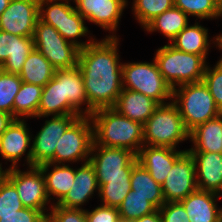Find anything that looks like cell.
I'll return each instance as SVG.
<instances>
[{
  "mask_svg": "<svg viewBox=\"0 0 222 222\" xmlns=\"http://www.w3.org/2000/svg\"><path fill=\"white\" fill-rule=\"evenodd\" d=\"M119 36L95 39L79 51L78 64L89 106L95 111L114 107L123 89Z\"/></svg>",
  "mask_w": 222,
  "mask_h": 222,
  "instance_id": "cell-1",
  "label": "cell"
},
{
  "mask_svg": "<svg viewBox=\"0 0 222 222\" xmlns=\"http://www.w3.org/2000/svg\"><path fill=\"white\" fill-rule=\"evenodd\" d=\"M95 145L125 148L136 155L143 142V125L120 114L113 107L101 108L90 115Z\"/></svg>",
  "mask_w": 222,
  "mask_h": 222,
  "instance_id": "cell-2",
  "label": "cell"
},
{
  "mask_svg": "<svg viewBox=\"0 0 222 222\" xmlns=\"http://www.w3.org/2000/svg\"><path fill=\"white\" fill-rule=\"evenodd\" d=\"M154 60L172 89L202 81L209 64L203 56L177 50L169 43L156 50Z\"/></svg>",
  "mask_w": 222,
  "mask_h": 222,
  "instance_id": "cell-3",
  "label": "cell"
},
{
  "mask_svg": "<svg viewBox=\"0 0 222 222\" xmlns=\"http://www.w3.org/2000/svg\"><path fill=\"white\" fill-rule=\"evenodd\" d=\"M187 140H190V132L172 101L159 105L143 124L144 145L177 149L179 143Z\"/></svg>",
  "mask_w": 222,
  "mask_h": 222,
  "instance_id": "cell-4",
  "label": "cell"
},
{
  "mask_svg": "<svg viewBox=\"0 0 222 222\" xmlns=\"http://www.w3.org/2000/svg\"><path fill=\"white\" fill-rule=\"evenodd\" d=\"M70 1L39 0L38 17L43 23L53 26L64 39L81 49L88 46L96 38L85 26L86 19L76 11L75 6H71ZM88 34L90 38L87 37ZM85 36L88 38V42L78 39Z\"/></svg>",
  "mask_w": 222,
  "mask_h": 222,
  "instance_id": "cell-5",
  "label": "cell"
},
{
  "mask_svg": "<svg viewBox=\"0 0 222 222\" xmlns=\"http://www.w3.org/2000/svg\"><path fill=\"white\" fill-rule=\"evenodd\" d=\"M172 102L178 107L180 116L189 132L222 113L203 81L174 88Z\"/></svg>",
  "mask_w": 222,
  "mask_h": 222,
  "instance_id": "cell-6",
  "label": "cell"
},
{
  "mask_svg": "<svg viewBox=\"0 0 222 222\" xmlns=\"http://www.w3.org/2000/svg\"><path fill=\"white\" fill-rule=\"evenodd\" d=\"M122 78L123 89L140 92L159 105L172 101L173 89L163 78L154 58L152 62H123Z\"/></svg>",
  "mask_w": 222,
  "mask_h": 222,
  "instance_id": "cell-7",
  "label": "cell"
},
{
  "mask_svg": "<svg viewBox=\"0 0 222 222\" xmlns=\"http://www.w3.org/2000/svg\"><path fill=\"white\" fill-rule=\"evenodd\" d=\"M93 142L91 117L81 116L58 139L54 158L49 163L74 164L88 162Z\"/></svg>",
  "mask_w": 222,
  "mask_h": 222,
  "instance_id": "cell-8",
  "label": "cell"
},
{
  "mask_svg": "<svg viewBox=\"0 0 222 222\" xmlns=\"http://www.w3.org/2000/svg\"><path fill=\"white\" fill-rule=\"evenodd\" d=\"M37 49L56 70L69 69L77 66L80 48L64 39L51 25L39 19L33 35Z\"/></svg>",
  "mask_w": 222,
  "mask_h": 222,
  "instance_id": "cell-9",
  "label": "cell"
},
{
  "mask_svg": "<svg viewBox=\"0 0 222 222\" xmlns=\"http://www.w3.org/2000/svg\"><path fill=\"white\" fill-rule=\"evenodd\" d=\"M6 178L15 186L24 207L42 211L48 216L47 205L50 203L52 206V202L47 196L45 177L39 166H29L27 171L18 167L8 168Z\"/></svg>",
  "mask_w": 222,
  "mask_h": 222,
  "instance_id": "cell-10",
  "label": "cell"
},
{
  "mask_svg": "<svg viewBox=\"0 0 222 222\" xmlns=\"http://www.w3.org/2000/svg\"><path fill=\"white\" fill-rule=\"evenodd\" d=\"M89 162L93 165L97 179L131 177L137 156L125 148L105 147L92 144Z\"/></svg>",
  "mask_w": 222,
  "mask_h": 222,
  "instance_id": "cell-11",
  "label": "cell"
},
{
  "mask_svg": "<svg viewBox=\"0 0 222 222\" xmlns=\"http://www.w3.org/2000/svg\"><path fill=\"white\" fill-rule=\"evenodd\" d=\"M79 117L81 116L61 115L52 116L49 119V116H46L48 120L44 122L35 137H32L31 166L49 163L54 158L58 139Z\"/></svg>",
  "mask_w": 222,
  "mask_h": 222,
  "instance_id": "cell-12",
  "label": "cell"
},
{
  "mask_svg": "<svg viewBox=\"0 0 222 222\" xmlns=\"http://www.w3.org/2000/svg\"><path fill=\"white\" fill-rule=\"evenodd\" d=\"M75 9L87 22L96 24L109 31L106 37L115 38L117 28L123 15V10L128 6V0H72Z\"/></svg>",
  "mask_w": 222,
  "mask_h": 222,
  "instance_id": "cell-13",
  "label": "cell"
},
{
  "mask_svg": "<svg viewBox=\"0 0 222 222\" xmlns=\"http://www.w3.org/2000/svg\"><path fill=\"white\" fill-rule=\"evenodd\" d=\"M195 163L192 155L186 151L173 165L162 186L165 202H180L195 192Z\"/></svg>",
  "mask_w": 222,
  "mask_h": 222,
  "instance_id": "cell-14",
  "label": "cell"
},
{
  "mask_svg": "<svg viewBox=\"0 0 222 222\" xmlns=\"http://www.w3.org/2000/svg\"><path fill=\"white\" fill-rule=\"evenodd\" d=\"M38 13L39 0H11L0 16V30L16 36L33 37Z\"/></svg>",
  "mask_w": 222,
  "mask_h": 222,
  "instance_id": "cell-15",
  "label": "cell"
},
{
  "mask_svg": "<svg viewBox=\"0 0 222 222\" xmlns=\"http://www.w3.org/2000/svg\"><path fill=\"white\" fill-rule=\"evenodd\" d=\"M32 136L34 137L25 119H14L0 136V156L5 161L11 162L8 168L19 167L18 163L24 154H27L25 156L27 166H31Z\"/></svg>",
  "mask_w": 222,
  "mask_h": 222,
  "instance_id": "cell-16",
  "label": "cell"
},
{
  "mask_svg": "<svg viewBox=\"0 0 222 222\" xmlns=\"http://www.w3.org/2000/svg\"><path fill=\"white\" fill-rule=\"evenodd\" d=\"M62 115L90 116L82 73L78 66L61 69ZM82 105L86 107L83 108Z\"/></svg>",
  "mask_w": 222,
  "mask_h": 222,
  "instance_id": "cell-17",
  "label": "cell"
},
{
  "mask_svg": "<svg viewBox=\"0 0 222 222\" xmlns=\"http://www.w3.org/2000/svg\"><path fill=\"white\" fill-rule=\"evenodd\" d=\"M187 150L143 145L136 156L138 163L147 169L158 184L162 185L174 163Z\"/></svg>",
  "mask_w": 222,
  "mask_h": 222,
  "instance_id": "cell-18",
  "label": "cell"
},
{
  "mask_svg": "<svg viewBox=\"0 0 222 222\" xmlns=\"http://www.w3.org/2000/svg\"><path fill=\"white\" fill-rule=\"evenodd\" d=\"M34 48L33 37L16 36L0 30V69L19 75Z\"/></svg>",
  "mask_w": 222,
  "mask_h": 222,
  "instance_id": "cell-19",
  "label": "cell"
},
{
  "mask_svg": "<svg viewBox=\"0 0 222 222\" xmlns=\"http://www.w3.org/2000/svg\"><path fill=\"white\" fill-rule=\"evenodd\" d=\"M80 166L75 168V178L69 192L57 205L84 209L82 206L93 198L94 192L99 196V185L93 165L88 161Z\"/></svg>",
  "mask_w": 222,
  "mask_h": 222,
  "instance_id": "cell-20",
  "label": "cell"
},
{
  "mask_svg": "<svg viewBox=\"0 0 222 222\" xmlns=\"http://www.w3.org/2000/svg\"><path fill=\"white\" fill-rule=\"evenodd\" d=\"M195 163L198 190L219 194L222 189V153L189 152Z\"/></svg>",
  "mask_w": 222,
  "mask_h": 222,
  "instance_id": "cell-21",
  "label": "cell"
},
{
  "mask_svg": "<svg viewBox=\"0 0 222 222\" xmlns=\"http://www.w3.org/2000/svg\"><path fill=\"white\" fill-rule=\"evenodd\" d=\"M218 194L196 190L180 203L183 205L190 222H219L222 207L218 208Z\"/></svg>",
  "mask_w": 222,
  "mask_h": 222,
  "instance_id": "cell-22",
  "label": "cell"
},
{
  "mask_svg": "<svg viewBox=\"0 0 222 222\" xmlns=\"http://www.w3.org/2000/svg\"><path fill=\"white\" fill-rule=\"evenodd\" d=\"M208 28L196 22L192 25H187L179 34L174 37L169 44L175 49L203 56L206 60L208 58L209 48L211 44L213 47L217 45V36L209 39ZM212 41V42H211Z\"/></svg>",
  "mask_w": 222,
  "mask_h": 222,
  "instance_id": "cell-23",
  "label": "cell"
},
{
  "mask_svg": "<svg viewBox=\"0 0 222 222\" xmlns=\"http://www.w3.org/2000/svg\"><path fill=\"white\" fill-rule=\"evenodd\" d=\"M158 106L155 100L140 92L122 89L113 108L132 121L143 125Z\"/></svg>",
  "mask_w": 222,
  "mask_h": 222,
  "instance_id": "cell-24",
  "label": "cell"
},
{
  "mask_svg": "<svg viewBox=\"0 0 222 222\" xmlns=\"http://www.w3.org/2000/svg\"><path fill=\"white\" fill-rule=\"evenodd\" d=\"M39 167L45 177L46 193L49 200L54 199L52 205L58 204L73 185L75 168H72L69 164L54 163H44ZM51 167L53 168L50 171Z\"/></svg>",
  "mask_w": 222,
  "mask_h": 222,
  "instance_id": "cell-25",
  "label": "cell"
},
{
  "mask_svg": "<svg viewBox=\"0 0 222 222\" xmlns=\"http://www.w3.org/2000/svg\"><path fill=\"white\" fill-rule=\"evenodd\" d=\"M190 141L193 145L188 152L222 153V113L193 129Z\"/></svg>",
  "mask_w": 222,
  "mask_h": 222,
  "instance_id": "cell-26",
  "label": "cell"
},
{
  "mask_svg": "<svg viewBox=\"0 0 222 222\" xmlns=\"http://www.w3.org/2000/svg\"><path fill=\"white\" fill-rule=\"evenodd\" d=\"M130 185L135 194L145 197L157 209L165 203L162 186L151 177L147 169L138 161L133 165Z\"/></svg>",
  "mask_w": 222,
  "mask_h": 222,
  "instance_id": "cell-27",
  "label": "cell"
},
{
  "mask_svg": "<svg viewBox=\"0 0 222 222\" xmlns=\"http://www.w3.org/2000/svg\"><path fill=\"white\" fill-rule=\"evenodd\" d=\"M55 71L53 65L34 48L26 58L19 76L22 82L44 87L54 77Z\"/></svg>",
  "mask_w": 222,
  "mask_h": 222,
  "instance_id": "cell-28",
  "label": "cell"
},
{
  "mask_svg": "<svg viewBox=\"0 0 222 222\" xmlns=\"http://www.w3.org/2000/svg\"><path fill=\"white\" fill-rule=\"evenodd\" d=\"M189 16L179 8L173 6L156 16L143 29L147 33L159 32L170 42L179 32L189 24Z\"/></svg>",
  "mask_w": 222,
  "mask_h": 222,
  "instance_id": "cell-29",
  "label": "cell"
},
{
  "mask_svg": "<svg viewBox=\"0 0 222 222\" xmlns=\"http://www.w3.org/2000/svg\"><path fill=\"white\" fill-rule=\"evenodd\" d=\"M43 87L22 82L14 98L13 117L27 119L38 117V108L41 101Z\"/></svg>",
  "mask_w": 222,
  "mask_h": 222,
  "instance_id": "cell-30",
  "label": "cell"
},
{
  "mask_svg": "<svg viewBox=\"0 0 222 222\" xmlns=\"http://www.w3.org/2000/svg\"><path fill=\"white\" fill-rule=\"evenodd\" d=\"M62 115L61 69L56 70L54 77L43 87L38 117Z\"/></svg>",
  "mask_w": 222,
  "mask_h": 222,
  "instance_id": "cell-31",
  "label": "cell"
},
{
  "mask_svg": "<svg viewBox=\"0 0 222 222\" xmlns=\"http://www.w3.org/2000/svg\"><path fill=\"white\" fill-rule=\"evenodd\" d=\"M131 177L116 179H97L99 198L103 206L118 208L131 191Z\"/></svg>",
  "mask_w": 222,
  "mask_h": 222,
  "instance_id": "cell-32",
  "label": "cell"
},
{
  "mask_svg": "<svg viewBox=\"0 0 222 222\" xmlns=\"http://www.w3.org/2000/svg\"><path fill=\"white\" fill-rule=\"evenodd\" d=\"M174 6L189 17L198 19H217L222 17V3L219 0H174Z\"/></svg>",
  "mask_w": 222,
  "mask_h": 222,
  "instance_id": "cell-33",
  "label": "cell"
},
{
  "mask_svg": "<svg viewBox=\"0 0 222 222\" xmlns=\"http://www.w3.org/2000/svg\"><path fill=\"white\" fill-rule=\"evenodd\" d=\"M157 208L145 197L135 194L131 190L118 207L120 219L124 221H134L144 215L155 212Z\"/></svg>",
  "mask_w": 222,
  "mask_h": 222,
  "instance_id": "cell-34",
  "label": "cell"
},
{
  "mask_svg": "<svg viewBox=\"0 0 222 222\" xmlns=\"http://www.w3.org/2000/svg\"><path fill=\"white\" fill-rule=\"evenodd\" d=\"M174 6V0H133L132 13L135 20L145 27L156 16Z\"/></svg>",
  "mask_w": 222,
  "mask_h": 222,
  "instance_id": "cell-35",
  "label": "cell"
},
{
  "mask_svg": "<svg viewBox=\"0 0 222 222\" xmlns=\"http://www.w3.org/2000/svg\"><path fill=\"white\" fill-rule=\"evenodd\" d=\"M21 84L22 80L18 74L8 73L0 69V111L13 116L14 98Z\"/></svg>",
  "mask_w": 222,
  "mask_h": 222,
  "instance_id": "cell-36",
  "label": "cell"
},
{
  "mask_svg": "<svg viewBox=\"0 0 222 222\" xmlns=\"http://www.w3.org/2000/svg\"><path fill=\"white\" fill-rule=\"evenodd\" d=\"M22 208L15 186L6 178L0 185V215L15 214Z\"/></svg>",
  "mask_w": 222,
  "mask_h": 222,
  "instance_id": "cell-37",
  "label": "cell"
},
{
  "mask_svg": "<svg viewBox=\"0 0 222 222\" xmlns=\"http://www.w3.org/2000/svg\"><path fill=\"white\" fill-rule=\"evenodd\" d=\"M202 81L208 87L216 106L222 112V60L219 59L213 67L207 64Z\"/></svg>",
  "mask_w": 222,
  "mask_h": 222,
  "instance_id": "cell-38",
  "label": "cell"
},
{
  "mask_svg": "<svg viewBox=\"0 0 222 222\" xmlns=\"http://www.w3.org/2000/svg\"><path fill=\"white\" fill-rule=\"evenodd\" d=\"M47 222H87L86 210L66 208L57 204L50 205Z\"/></svg>",
  "mask_w": 222,
  "mask_h": 222,
  "instance_id": "cell-39",
  "label": "cell"
},
{
  "mask_svg": "<svg viewBox=\"0 0 222 222\" xmlns=\"http://www.w3.org/2000/svg\"><path fill=\"white\" fill-rule=\"evenodd\" d=\"M0 222H47V216L42 211L24 207L15 214L0 215Z\"/></svg>",
  "mask_w": 222,
  "mask_h": 222,
  "instance_id": "cell-40",
  "label": "cell"
},
{
  "mask_svg": "<svg viewBox=\"0 0 222 222\" xmlns=\"http://www.w3.org/2000/svg\"><path fill=\"white\" fill-rule=\"evenodd\" d=\"M159 212L162 222H190L180 202H165L159 208Z\"/></svg>",
  "mask_w": 222,
  "mask_h": 222,
  "instance_id": "cell-41",
  "label": "cell"
},
{
  "mask_svg": "<svg viewBox=\"0 0 222 222\" xmlns=\"http://www.w3.org/2000/svg\"><path fill=\"white\" fill-rule=\"evenodd\" d=\"M86 210L87 222H120L118 208L98 205L94 209Z\"/></svg>",
  "mask_w": 222,
  "mask_h": 222,
  "instance_id": "cell-42",
  "label": "cell"
},
{
  "mask_svg": "<svg viewBox=\"0 0 222 222\" xmlns=\"http://www.w3.org/2000/svg\"><path fill=\"white\" fill-rule=\"evenodd\" d=\"M14 119L15 118L12 115L0 111V136L5 132Z\"/></svg>",
  "mask_w": 222,
  "mask_h": 222,
  "instance_id": "cell-43",
  "label": "cell"
},
{
  "mask_svg": "<svg viewBox=\"0 0 222 222\" xmlns=\"http://www.w3.org/2000/svg\"><path fill=\"white\" fill-rule=\"evenodd\" d=\"M133 222H162V218L159 209H157L155 212L144 215L141 218L134 220Z\"/></svg>",
  "mask_w": 222,
  "mask_h": 222,
  "instance_id": "cell-44",
  "label": "cell"
},
{
  "mask_svg": "<svg viewBox=\"0 0 222 222\" xmlns=\"http://www.w3.org/2000/svg\"><path fill=\"white\" fill-rule=\"evenodd\" d=\"M8 168L2 167V162L0 163V185L6 179Z\"/></svg>",
  "mask_w": 222,
  "mask_h": 222,
  "instance_id": "cell-45",
  "label": "cell"
},
{
  "mask_svg": "<svg viewBox=\"0 0 222 222\" xmlns=\"http://www.w3.org/2000/svg\"><path fill=\"white\" fill-rule=\"evenodd\" d=\"M11 0H0V16L4 10L9 6Z\"/></svg>",
  "mask_w": 222,
  "mask_h": 222,
  "instance_id": "cell-46",
  "label": "cell"
},
{
  "mask_svg": "<svg viewBox=\"0 0 222 222\" xmlns=\"http://www.w3.org/2000/svg\"><path fill=\"white\" fill-rule=\"evenodd\" d=\"M216 48H218L219 50H222V32L221 34L217 35V45ZM220 60H222V57H220Z\"/></svg>",
  "mask_w": 222,
  "mask_h": 222,
  "instance_id": "cell-47",
  "label": "cell"
},
{
  "mask_svg": "<svg viewBox=\"0 0 222 222\" xmlns=\"http://www.w3.org/2000/svg\"><path fill=\"white\" fill-rule=\"evenodd\" d=\"M218 195L222 199V189H221V191H220V193Z\"/></svg>",
  "mask_w": 222,
  "mask_h": 222,
  "instance_id": "cell-48",
  "label": "cell"
},
{
  "mask_svg": "<svg viewBox=\"0 0 222 222\" xmlns=\"http://www.w3.org/2000/svg\"><path fill=\"white\" fill-rule=\"evenodd\" d=\"M219 222H222V212H221V215H220Z\"/></svg>",
  "mask_w": 222,
  "mask_h": 222,
  "instance_id": "cell-49",
  "label": "cell"
},
{
  "mask_svg": "<svg viewBox=\"0 0 222 222\" xmlns=\"http://www.w3.org/2000/svg\"><path fill=\"white\" fill-rule=\"evenodd\" d=\"M120 222H133V221H124V220H120Z\"/></svg>",
  "mask_w": 222,
  "mask_h": 222,
  "instance_id": "cell-50",
  "label": "cell"
}]
</instances>
